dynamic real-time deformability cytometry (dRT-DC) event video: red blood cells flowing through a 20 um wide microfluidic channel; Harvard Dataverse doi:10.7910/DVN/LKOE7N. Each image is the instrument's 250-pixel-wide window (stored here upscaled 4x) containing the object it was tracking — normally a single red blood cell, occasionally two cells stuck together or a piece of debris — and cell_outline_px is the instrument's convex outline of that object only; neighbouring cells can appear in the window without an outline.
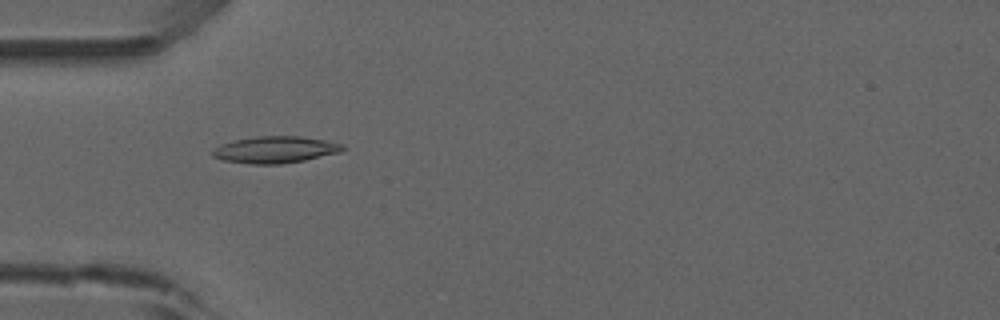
{"species": "common noctule bat (a hibernating species)", "species_latin": "Nyctalus noctula", "temperature_condition": "room temperature", "stored_images_in_passage": 39, "camera_frame_rate_fps": 3000, "um_per_image_px": 0.085, "animal": {"sex": "male", "forearm_length_mm": 52.5}, "frame": {"image": 1, "passage_image": 12, "time_ms": 3.667, "image_size_px": [1000, 320], "cell_outline_px": [[344, 148], [340, 152], [304, 160], [280, 164], [248, 164], [224, 160], [212, 156], [212, 152], [220, 144], [236, 140], [256, 136], [300, 136], [324, 140], [344, 144]], "centroid_in_image_um": [23.39, 12.72], "position_along_channel_um": 61.6, "area_um2": 20.11}}
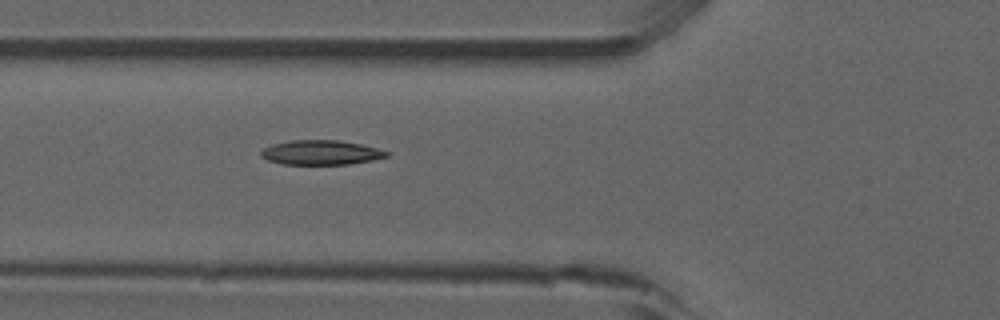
{"frame": {"image": 2, "passage_image": 15, "time_ms": 4.667, "image_size_px": [1000, 320], "cell_outline_px": [[392, 152], [388, 156], [372, 160], [348, 164], [280, 164], [268, 160], [260, 156], [260, 152], [264, 148], [272, 144], [292, 140], [340, 140], [360, 144]], "centroid_in_image_um": [27.28, 12.96], "position_along_channel_um": 98.5, "area_um2": 17.98}}
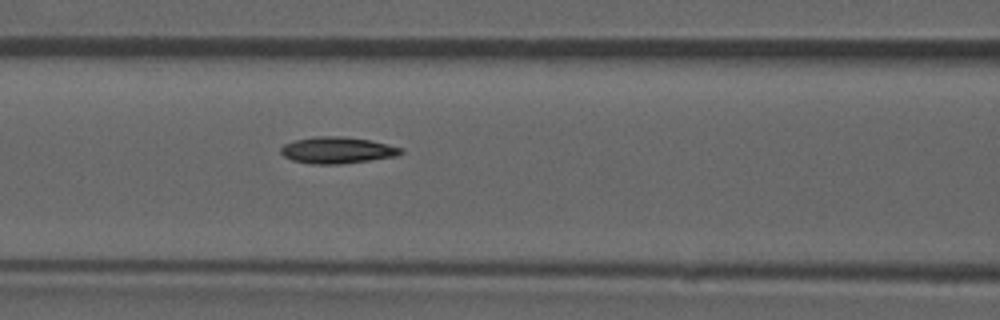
{"frame": {"image": 3, "passage_image": 18, "time_ms": 5.667, "image_size_px": [1000, 320], "cell_outline_px": [[404, 152], [396, 156], [340, 164], [312, 164], [292, 160], [284, 156], [280, 152], [280, 148], [284, 144], [296, 140], [316, 136], [340, 136], [368, 140], [388, 144], [404, 148]], "centroid_in_image_um": [28.66, 12.77], "position_along_channel_um": 137.9, "area_um2": 18.44}}